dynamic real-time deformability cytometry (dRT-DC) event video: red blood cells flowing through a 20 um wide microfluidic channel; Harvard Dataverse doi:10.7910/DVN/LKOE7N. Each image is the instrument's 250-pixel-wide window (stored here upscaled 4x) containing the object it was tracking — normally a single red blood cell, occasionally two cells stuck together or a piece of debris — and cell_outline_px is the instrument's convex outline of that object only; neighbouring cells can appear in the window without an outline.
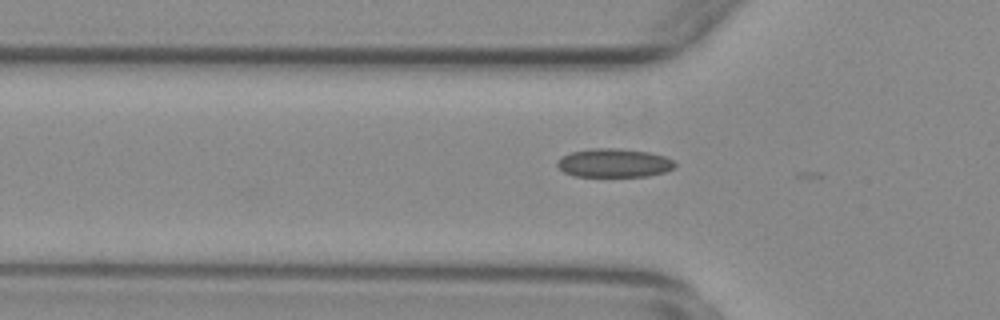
{"species": "common noctule bat (a hibernating species)", "species_latin": "Nyctalus noctula", "temperature_condition": "warm", "stored_images_in_passage": 29, "camera_frame_rate_fps": 3000, "um_per_image_px": 0.085, "animal": {"sex": "female", "body_mass_g": 29.2, "forearm_length_mm": 56.3}, "frame": {"image": 1, "passage_image": 2, "time_ms": 0.333, "image_size_px": [1000, 320], "cell_outline_px": [[676, 164], [672, 168], [664, 172], [648, 176], [572, 176], [564, 172], [556, 164], [556, 160], [560, 156], [572, 152], [592, 148], [620, 148], [648, 152], [664, 156], [672, 160]], "centroid_in_image_um": [52.14, 13.85], "position_along_channel_um": 73.7, "area_um2": 19.65}}
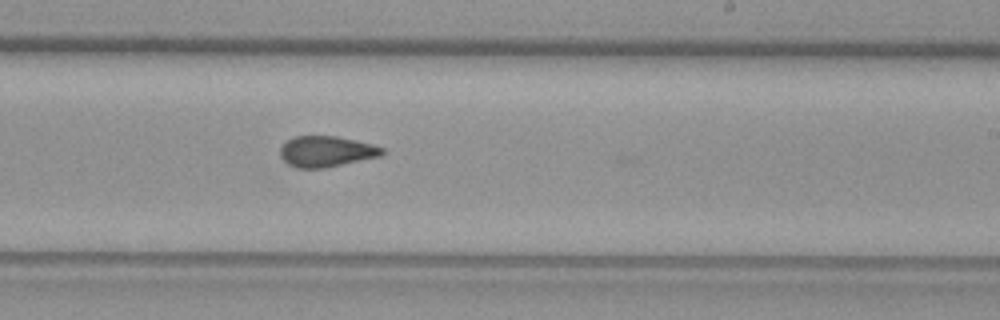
{"frame": {"image": 2, "passage_image": 17, "time_ms": 5.333, "image_size_px": [1000, 320], "cell_outline_px": [[384, 152], [380, 156], [324, 168], [296, 168], [288, 164], [280, 156], [280, 148], [288, 140], [296, 136], [336, 136], [372, 144], [384, 148]], "centroid_in_image_um": [27.72, 12.88], "position_along_channel_um": 261.3, "area_um2": 18.15}}
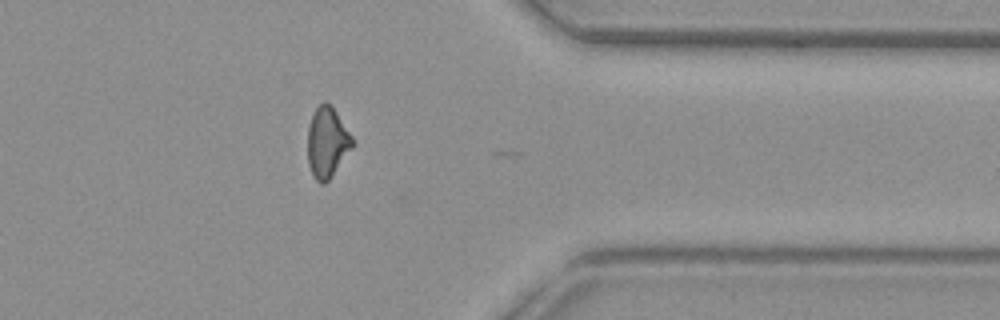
{"frame": {"image": 3, "passage_image": 28, "time_ms": 9.0, "image_size_px": [1000, 320], "cell_outline_px": [[352, 148], [328, 180], [324, 184], [320, 184], [312, 176], [308, 164], [308, 128], [312, 116], [316, 108], [324, 100], [332, 104], [352, 136]], "centroid_in_image_um": [27.79, 12.08], "position_along_channel_um": 383.6, "area_um2": 18.32}, "authors_computed_cell_mechanics": {"area_um2": 18.6694, "velocity_mm_per_s": 3.7426, "shape_relaxation_time_tau1_ms": null, "shape_relaxation_time_tau2_ms": 2.0099, "deformation_change_tau1": null, "deformation_change_tau2": 0.0828}}